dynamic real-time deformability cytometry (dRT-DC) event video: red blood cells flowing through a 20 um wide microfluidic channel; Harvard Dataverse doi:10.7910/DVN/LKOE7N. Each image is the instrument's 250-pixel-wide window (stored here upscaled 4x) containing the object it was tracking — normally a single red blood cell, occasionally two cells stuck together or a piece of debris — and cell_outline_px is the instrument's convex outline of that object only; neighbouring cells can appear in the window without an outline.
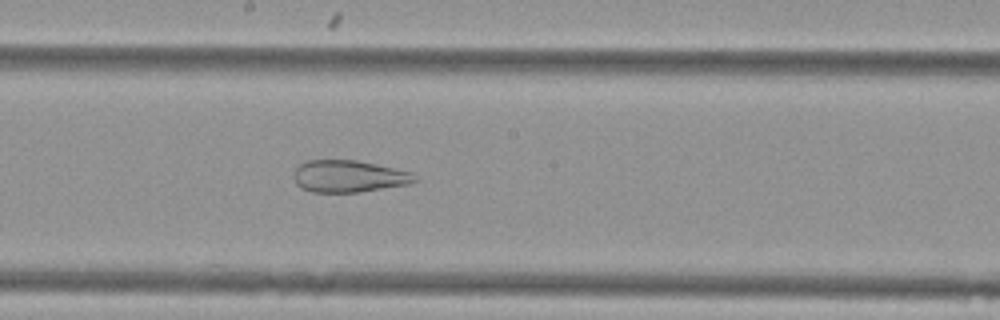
{"species": "Egyptian fruit bat (a non-hibernating species)", "species_latin": "Rousettus aegyptiacus", "temperature_condition": "cold", "stored_images_in_passage": 46, "camera_frame_rate_fps": 3000, "um_per_image_px": 0.085, "animal": {"sex": "female"}, "frame": {"image": 1, "passage_image": 27, "time_ms": 8.667, "image_size_px": [1000, 320], "cell_outline_px": [[420, 180], [408, 184], [360, 192], [312, 192], [296, 184], [296, 168], [304, 160], [356, 160], [392, 168], [408, 172]], "centroid_in_image_um": [29.64, 14.98], "position_along_channel_um": 218.6, "area_um2": 22.14}}
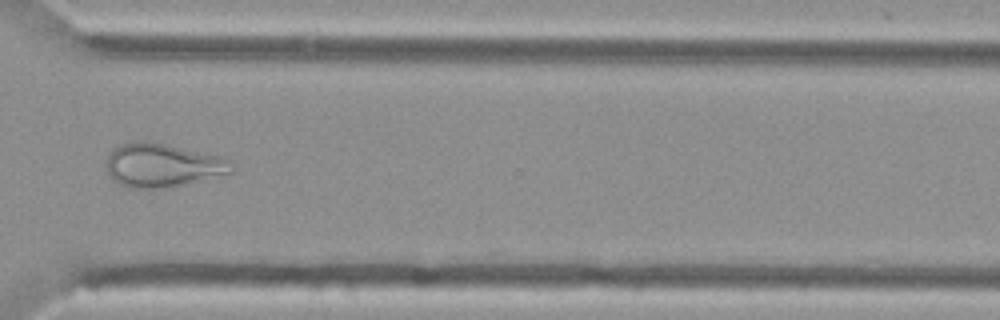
{"frame": {"image": 2, "passage_image": 38, "time_ms": 12.333, "image_size_px": [1000, 320], "cell_outline_px": [[236, 168], [232, 172], [168, 188], [132, 188], [120, 184], [108, 176], [108, 156], [112, 148], [120, 144], [136, 140], [144, 140], [164, 144], [220, 156], [228, 160]], "centroid_in_image_um": [13.78, 14.04], "position_along_channel_um": 356.8, "area_um2": 31.62}}
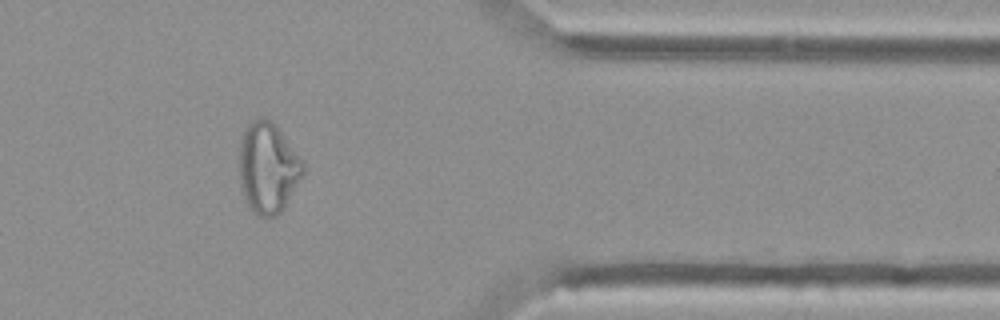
{"frame": {"image": 3, "passage_image": 42, "time_ms": 13.667, "image_size_px": [1000, 320], "cell_outline_px": [[304, 176], [284, 208], [276, 216], [260, 216], [248, 208], [240, 192], [240, 140], [248, 124], [252, 120], [264, 116], [276, 124], [304, 160]], "centroid_in_image_um": [22.8, 14.27], "position_along_channel_um": 388.6, "area_um2": 34.39}}